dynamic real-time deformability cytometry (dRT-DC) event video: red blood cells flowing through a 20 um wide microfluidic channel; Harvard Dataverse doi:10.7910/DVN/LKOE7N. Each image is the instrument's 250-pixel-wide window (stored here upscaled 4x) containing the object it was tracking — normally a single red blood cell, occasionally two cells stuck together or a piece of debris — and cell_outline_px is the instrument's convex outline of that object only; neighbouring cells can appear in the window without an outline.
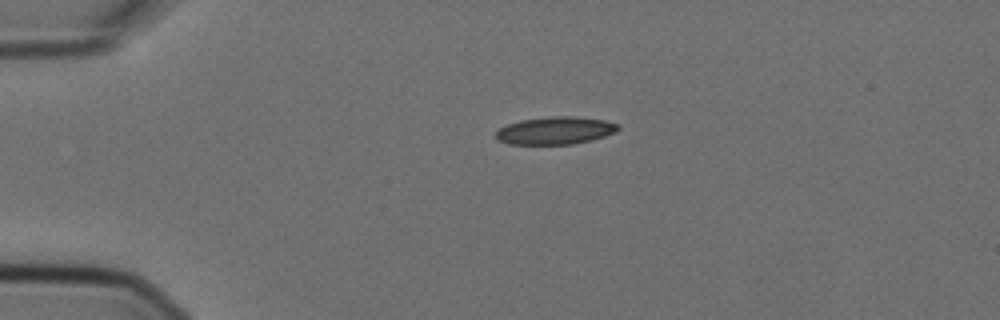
{"species": "Egyptian fruit bat (a non-hibernating species)", "species_latin": "Rousettus aegyptiacus", "temperature_condition": "cold", "stored_images_in_passage": 2, "camera_frame_rate_fps": 3000, "um_per_image_px": 0.085, "animal": {"sex": "female"}, "frame": {"image": 1, "passage_image": 1, "time_ms": 0.0, "image_size_px": [1000, 320], "cell_outline_px": [[620, 128], [616, 132], [592, 140], [572, 144], [508, 144], [496, 140], [496, 132], [500, 128], [508, 124], [520, 120], [556, 116], [576, 116], [604, 120], [620, 124]], "centroid_in_image_um": [47.22, 11.1], "position_along_channel_um": 37.8, "area_um2": 19.71}}